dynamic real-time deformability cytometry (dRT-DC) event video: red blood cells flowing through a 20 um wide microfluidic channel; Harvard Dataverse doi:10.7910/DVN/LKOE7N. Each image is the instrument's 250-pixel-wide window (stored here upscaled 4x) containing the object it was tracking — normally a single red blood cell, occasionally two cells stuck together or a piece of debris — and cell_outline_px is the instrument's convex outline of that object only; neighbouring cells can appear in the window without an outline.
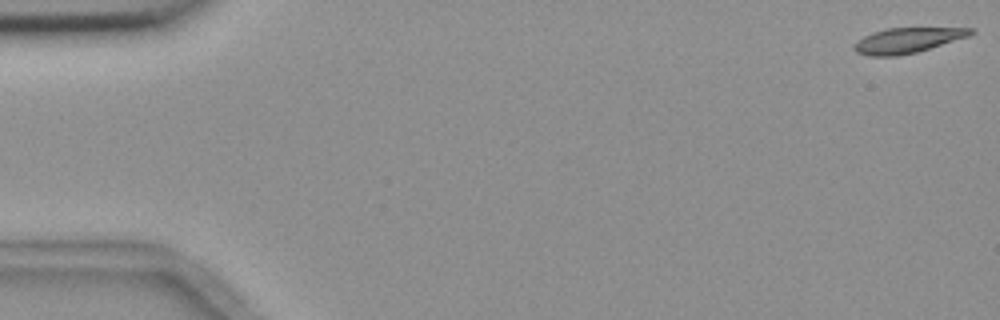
{"species": "common noctule bat (a hibernating species)", "species_latin": "Nyctalus noctula", "temperature_condition": "room temperature", "stored_images_in_passage": 56, "camera_frame_rate_fps": 3000, "um_per_image_px": 0.085, "animal": {"sex": "female", "body_mass_g": 18.4}, "frame": {"image": 1, "passage_image": 1, "time_ms": 0.0, "image_size_px": [1000, 320], "cell_outline_px": [[976, 32], [968, 36], [916, 52], [896, 56], [868, 56], [856, 52], [852, 48], [856, 40], [872, 32], [888, 28], [972, 28]], "centroid_in_image_um": [77.07, 3.43], "position_along_channel_um": 7.9, "area_um2": 16.99}}
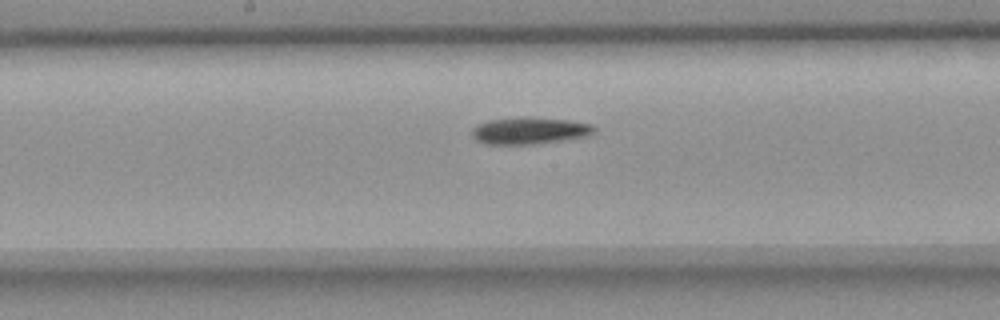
{"frame": {"image": 2, "passage_image": 29, "time_ms": 9.333, "image_size_px": [1000, 320], "cell_outline_px": [[596, 132], [588, 136], [564, 140], [536, 144], [484, 144], [476, 140], [472, 136], [472, 128], [488, 120], [532, 116], [568, 120], [592, 124], [596, 128]], "centroid_in_image_um": [45.05, 11.1], "position_along_channel_um": 203.1, "area_um2": 19.36}}
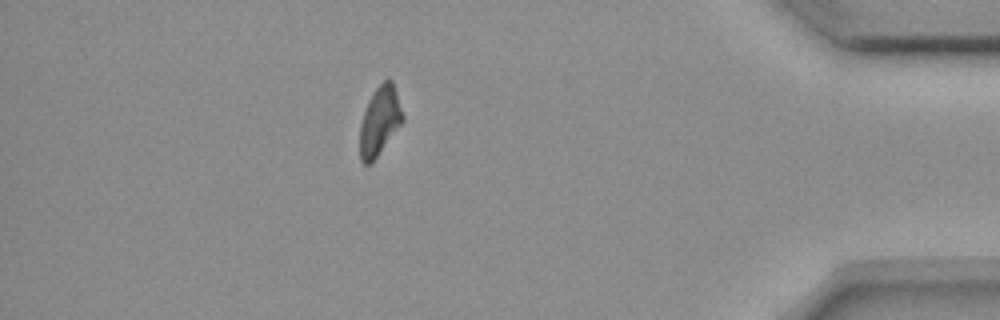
{"frame": {"image": 3, "passage_image": 49, "time_ms": 16.0, "image_size_px": [1000, 320], "cell_outline_px": [[404, 120], [372, 164], [364, 164], [360, 160], [360, 124], [368, 100], [376, 88], [388, 76], [392, 80], [404, 116]], "centroid_in_image_um": [32.27, 10.29], "position_along_channel_um": 402.9, "area_um2": 17.22}, "authors_computed_cell_mechanics": {"area_um2": 18.207, "velocity_mm_per_s": 3.6521, "shape_relaxation_time_tau1_ms": 5.012, "shape_relaxation_time_tau2_ms": null, "deformation_change_tau1": 0.1751, "deformation_change_tau2": null}}